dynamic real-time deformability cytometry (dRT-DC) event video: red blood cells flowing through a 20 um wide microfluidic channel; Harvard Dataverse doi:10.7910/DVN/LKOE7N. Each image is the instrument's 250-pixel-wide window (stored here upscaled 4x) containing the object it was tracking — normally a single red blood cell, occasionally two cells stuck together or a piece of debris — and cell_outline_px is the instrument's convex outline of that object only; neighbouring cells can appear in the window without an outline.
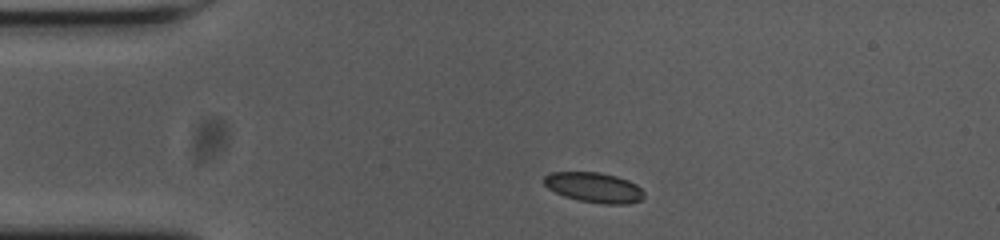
{"species": "common noctule bat (a hibernating species)", "species_latin": "Nyctalus noctula", "temperature_condition": "cold", "stored_images_in_passage": 45, "camera_frame_rate_fps": 3000, "um_per_image_px": 0.085, "animal": {"sex": "female", "body_mass_g": 23.0, "forearm_length_mm": 53.4}, "frame": {"image": 1, "passage_image": 1, "time_ms": 0.0, "image_size_px": [1000, 240], "cell_outline_px": [[644, 196], [640, 200], [628, 204], [604, 204], [576, 200], [564, 196], [548, 188], [544, 184], [544, 176], [552, 172], [600, 172], [616, 176], [628, 180], [636, 184], [644, 192]], "centroid_in_image_um": [50.5, 15.94], "position_along_channel_um": 34.5, "area_um2": 17.57}}
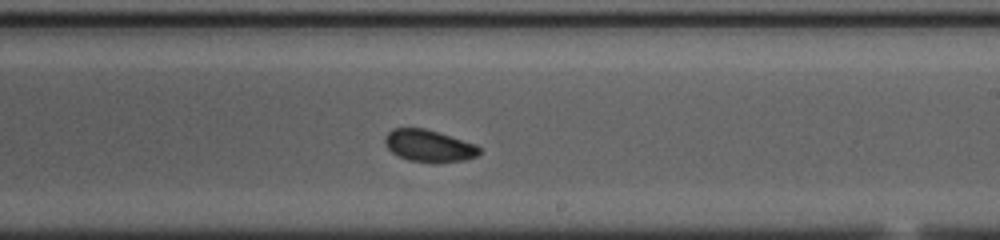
{"frame": {"image": 2, "passage_image": 22, "time_ms": 7.0, "image_size_px": [1000, 240], "cell_outline_px": [[480, 152], [476, 156], [464, 160], [432, 164], [408, 160], [392, 152], [384, 144], [384, 136], [392, 128], [424, 128], [476, 144], [480, 148]], "centroid_in_image_um": [36.43, 12.41], "position_along_channel_um": 252.6, "area_um2": 17.74}}
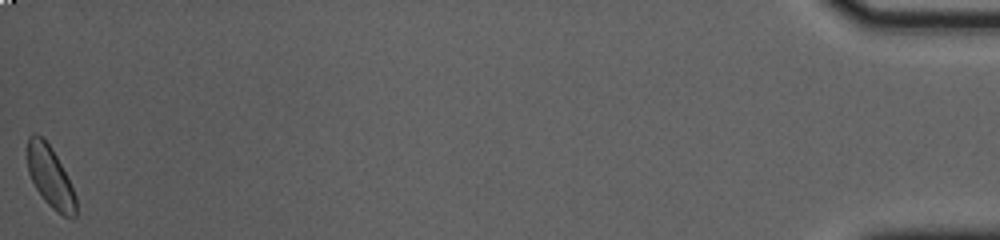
{"frame": {"image": 3, "passage_image": 45, "time_ms": 14.667, "image_size_px": [1000, 240], "cell_outline_px": [[76, 216], [64, 216], [56, 212], [44, 200], [36, 188], [28, 172], [28, 136], [32, 132], [36, 132], [52, 148], [76, 196]], "centroid_in_image_um": [4.25, 15.03], "position_along_channel_um": 430.9, "area_um2": 16.88}, "authors_computed_cell_mechanics": {"area_um2": 17.5712, "velocity_mm_per_s": 3.6618, "shape_relaxation_time_tau1_ms": 2.7118, "shape_relaxation_time_tau2_ms": 2.0859, "deformation_change_tau1": 0.0549, "deformation_change_tau2": 0.0473}}